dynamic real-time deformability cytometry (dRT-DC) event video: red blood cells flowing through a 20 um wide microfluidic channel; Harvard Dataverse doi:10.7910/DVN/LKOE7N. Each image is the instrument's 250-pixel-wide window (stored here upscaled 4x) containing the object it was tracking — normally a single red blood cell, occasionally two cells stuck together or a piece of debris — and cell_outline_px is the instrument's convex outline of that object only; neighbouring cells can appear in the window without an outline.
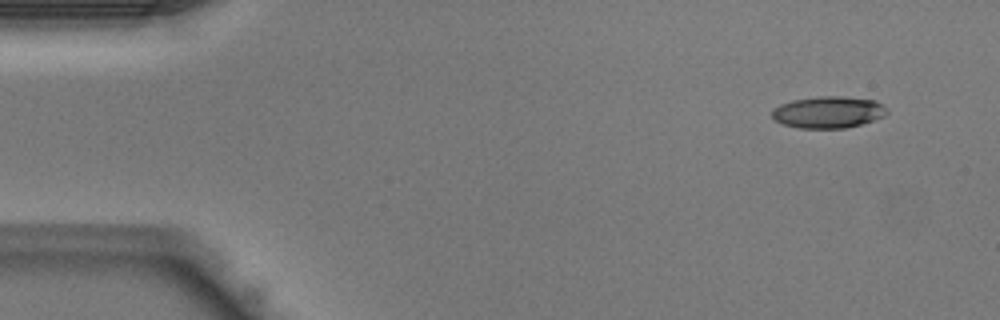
{"species": "Egyptian fruit bat (a non-hibernating species)", "species_latin": "Rousettus aegyptiacus", "temperature_condition": "warm", "stored_images_in_passage": 41, "camera_frame_rate_fps": 3000, "um_per_image_px": 0.085, "animal": {"sex": "male"}, "frame": {"image": 1, "passage_image": 2, "time_ms": 0.333, "image_size_px": [1000, 320], "cell_outline_px": [[888, 112], [884, 116], [860, 124], [844, 128], [800, 128], [784, 124], [776, 120], [772, 116], [772, 108], [780, 104], [792, 100], [820, 96], [844, 96], [876, 100]], "centroid_in_image_um": [70.38, 9.52], "position_along_channel_um": 14.6, "area_um2": 21.1}}
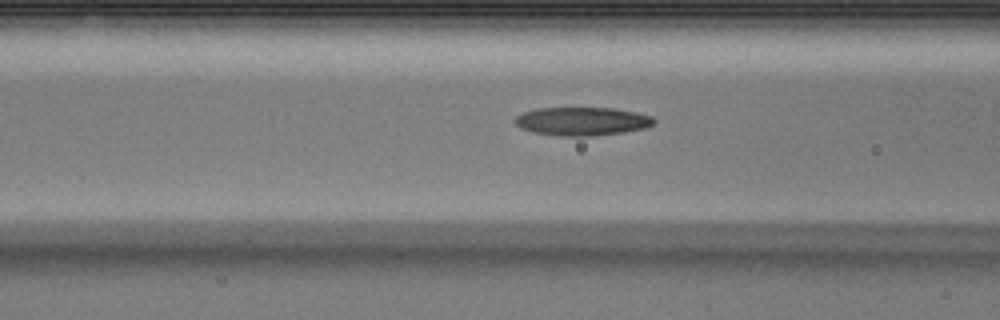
{"frame": {"image": 2, "passage_image": 15, "time_ms": 4.667, "image_size_px": [1000, 320], "cell_outline_px": [[656, 120], [652, 124], [644, 128], [620, 132], [592, 136], [560, 136], [532, 132], [520, 128], [516, 124], [516, 116], [524, 112], [536, 108], [612, 108], [636, 112], [652, 116]], "centroid_in_image_um": [49.45, 10.31], "position_along_channel_um": 117.1, "area_um2": 22.83}}
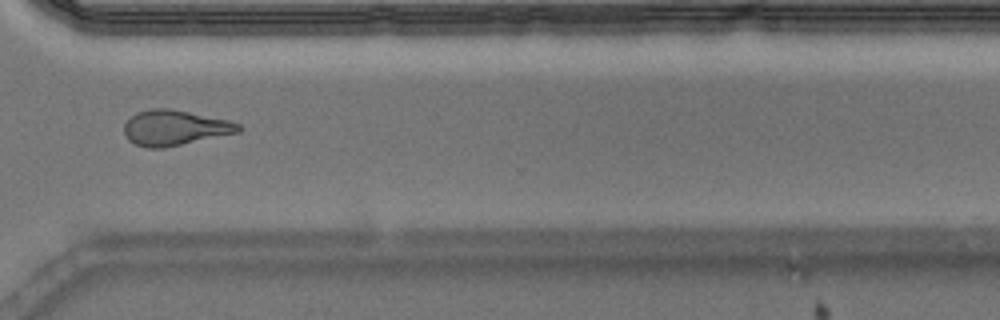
{"frame": {"image": 3, "passage_image": 30, "time_ms": 9.667, "image_size_px": [1000, 320], "cell_outline_px": [[244, 128], [240, 132], [164, 148], [148, 148], [136, 144], [128, 140], [124, 132], [124, 124], [136, 112], [152, 108], [168, 108], [228, 120], [240, 124]], "centroid_in_image_um": [14.86, 10.86], "position_along_channel_um": 355.7, "area_um2": 23.47}}